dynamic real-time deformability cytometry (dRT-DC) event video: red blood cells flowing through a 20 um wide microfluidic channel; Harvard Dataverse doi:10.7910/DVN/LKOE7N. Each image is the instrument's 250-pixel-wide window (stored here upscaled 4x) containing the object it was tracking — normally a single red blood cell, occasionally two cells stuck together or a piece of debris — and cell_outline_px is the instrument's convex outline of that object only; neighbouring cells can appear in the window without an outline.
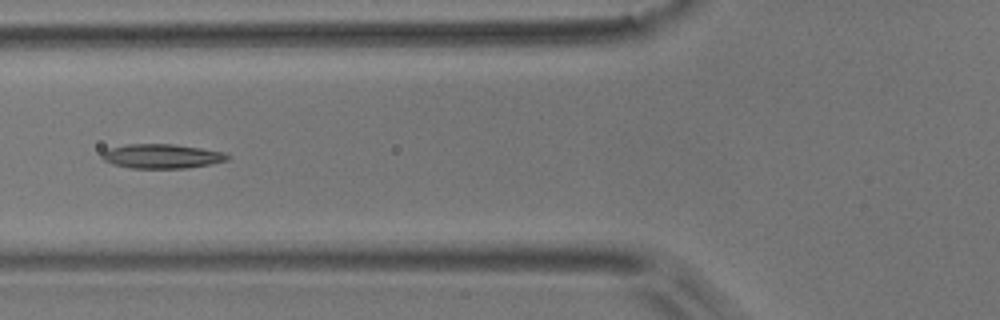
{"species": "common noctule bat (a hibernating species)", "species_latin": "Nyctalus noctula", "temperature_condition": "room temperature", "stored_images_in_passage": 22, "camera_frame_rate_fps": 3000, "um_per_image_px": 0.085, "animal": {"sex": "male", "body_mass_g": 17.9}, "frame": {"image": 1, "passage_image": 10, "time_ms": 3.0, "image_size_px": [1000, 320], "cell_outline_px": [[232, 156], [228, 160], [208, 164], [184, 168], [132, 168], [112, 164], [104, 160], [100, 156], [100, 152], [108, 148], [128, 144], [172, 144], [200, 148], [224, 152]], "centroid_in_image_um": [13.72, 13.27], "position_along_channel_um": 112.1, "area_um2": 17.8}}
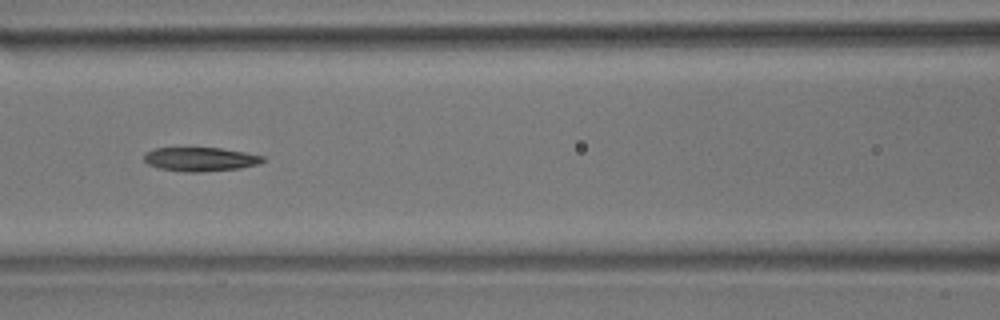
{"frame": {"image": 2, "passage_image": 13, "time_ms": 4.0, "image_size_px": [1000, 320], "cell_outline_px": [[264, 160], [260, 164], [240, 168], [200, 172], [184, 172], [160, 168], [148, 164], [144, 160], [144, 152], [152, 148], [220, 148], [244, 152], [264, 156]], "centroid_in_image_um": [17.01, 13.53], "position_along_channel_um": 149.6, "area_um2": 16.59}}